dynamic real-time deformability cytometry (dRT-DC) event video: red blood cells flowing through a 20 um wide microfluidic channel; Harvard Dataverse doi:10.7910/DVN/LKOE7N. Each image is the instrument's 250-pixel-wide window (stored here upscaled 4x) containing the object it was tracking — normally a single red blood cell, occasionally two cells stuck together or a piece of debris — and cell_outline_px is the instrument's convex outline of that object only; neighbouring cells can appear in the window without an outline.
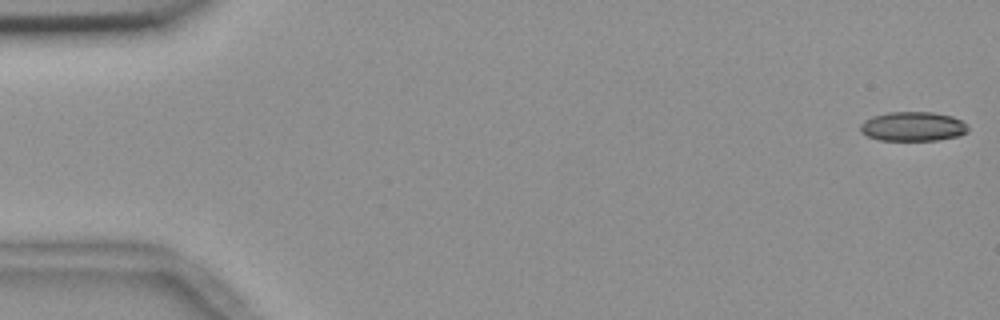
{"species": "common noctule bat (a hibernating species)", "species_latin": "Nyctalus noctula", "temperature_condition": "room temperature", "stored_images_in_passage": 10, "camera_frame_rate_fps": 3000, "um_per_image_px": 0.085, "animal": {"sex": "female", "body_mass_g": 18.4}, "frame": {"image": 1, "passage_image": 1, "time_ms": 0.0, "image_size_px": [1000, 320], "cell_outline_px": [[968, 132], [960, 136], [936, 140], [880, 140], [868, 136], [860, 132], [860, 124], [864, 120], [872, 116], [888, 112], [932, 112], [952, 116], [968, 124]], "centroid_in_image_um": [77.6, 10.75], "position_along_channel_um": 7.4, "area_um2": 18.55}}